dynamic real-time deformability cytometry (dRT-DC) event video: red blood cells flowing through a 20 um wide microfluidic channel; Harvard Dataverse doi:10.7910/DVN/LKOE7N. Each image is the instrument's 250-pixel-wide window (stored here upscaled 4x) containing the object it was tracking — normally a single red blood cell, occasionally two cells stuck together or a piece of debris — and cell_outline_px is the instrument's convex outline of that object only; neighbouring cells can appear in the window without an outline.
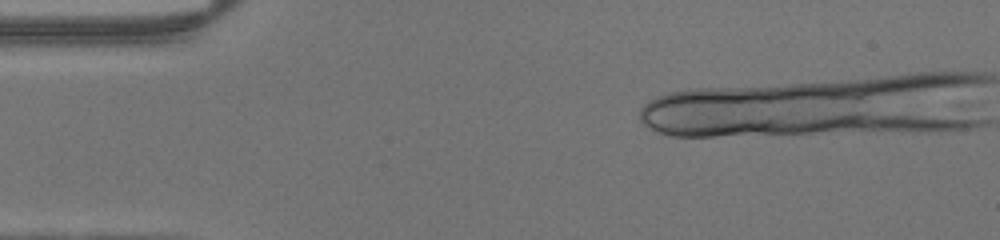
{"species": "human", "species_latin": "Homo sapiens", "temperature_condition": "warm", "stored_images_in_passage": 2, "camera_frame_rate_fps": 3000, "um_per_image_px": 0.085, "donor": {"sex": "male"}, "frame": {"image": 1, "passage_image": 1, "time_ms": 0.0, "image_size_px": [1000, 240], "cell_outline_px": [[864, 124], [820, 128], [700, 136], [688, 136], [664, 132], [656, 128], [652, 124], [848, 116], [856, 116], [864, 120]], "centroid_in_image_um": [64.25, 10.68], "position_along_channel_um": 20.7, "area_um2": 17.22}}